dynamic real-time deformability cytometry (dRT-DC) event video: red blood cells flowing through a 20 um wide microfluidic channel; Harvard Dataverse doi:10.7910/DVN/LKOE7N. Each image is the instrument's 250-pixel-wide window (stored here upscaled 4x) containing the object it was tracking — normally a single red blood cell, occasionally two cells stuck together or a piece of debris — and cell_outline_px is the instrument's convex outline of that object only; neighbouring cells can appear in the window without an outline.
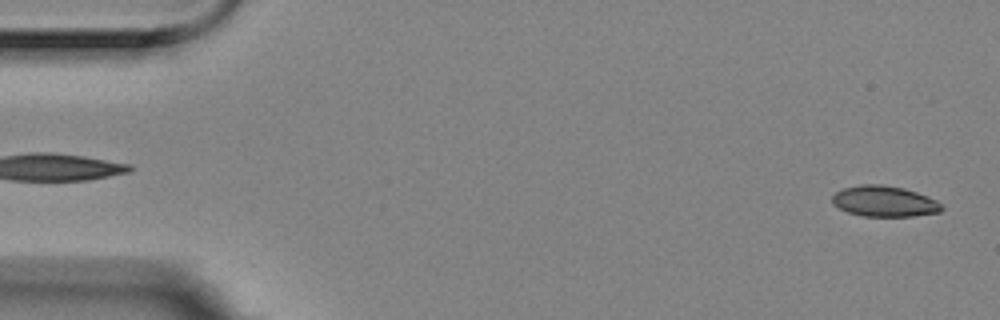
{"species": "Egyptian fruit bat (a non-hibernating species)", "species_latin": "Rousettus aegyptiacus", "temperature_condition": "room temperature", "stored_images_in_passage": 6, "segment_of_instrument_passage": [2, 2], "camera_frame_rate_fps": 3000, "um_per_image_px": 0.085, "animal": {"sex": "female"}, "frame": {"image": 1, "passage_image": 6, "time_ms": 1.667, "image_size_px": [1000, 320], "cell_outline_px": [[944, 208], [940, 212], [912, 216], [864, 216], [848, 212], [832, 204], [832, 196], [836, 192], [844, 188], [860, 184], [880, 184], [904, 188], [928, 196], [936, 200]], "centroid_in_image_um": [75.17, 17.1], "position_along_channel_um": 9.8, "area_um2": 19.59}}